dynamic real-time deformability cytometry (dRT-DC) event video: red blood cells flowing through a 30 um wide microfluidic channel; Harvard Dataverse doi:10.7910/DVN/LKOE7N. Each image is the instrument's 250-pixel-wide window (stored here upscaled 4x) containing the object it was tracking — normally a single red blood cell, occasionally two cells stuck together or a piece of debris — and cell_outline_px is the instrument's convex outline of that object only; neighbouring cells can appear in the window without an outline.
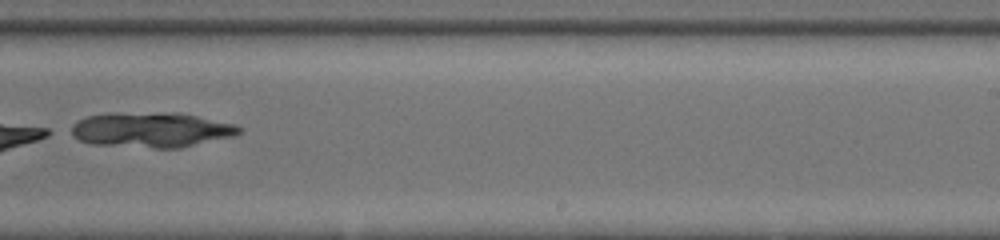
{"species": "common noctule bat (a hibernating species)", "species_latin": "Nyctalus noctula", "temperature_condition": "room temperature", "stored_images_in_passage": 49, "camera_frame_rate_fps": 3000, "um_per_image_px": 0.085, "animal": {"sex": "female", "body_mass_g": 20.0, "forearm_length_mm": 54.0}, "frame": {"image": 1, "passage_image": 34, "time_ms": 11.0, "image_size_px": [1000, 240], "cell_outline_px": [[244, 128], [236, 136], [180, 148], [152, 148], [92, 144], [80, 140], [64, 132], [72, 124], [88, 116], [108, 112], [180, 112], [236, 124]], "centroid_in_image_um": [12.84, 11.02], "position_along_channel_um": 276.2, "area_um2": 35.32}}